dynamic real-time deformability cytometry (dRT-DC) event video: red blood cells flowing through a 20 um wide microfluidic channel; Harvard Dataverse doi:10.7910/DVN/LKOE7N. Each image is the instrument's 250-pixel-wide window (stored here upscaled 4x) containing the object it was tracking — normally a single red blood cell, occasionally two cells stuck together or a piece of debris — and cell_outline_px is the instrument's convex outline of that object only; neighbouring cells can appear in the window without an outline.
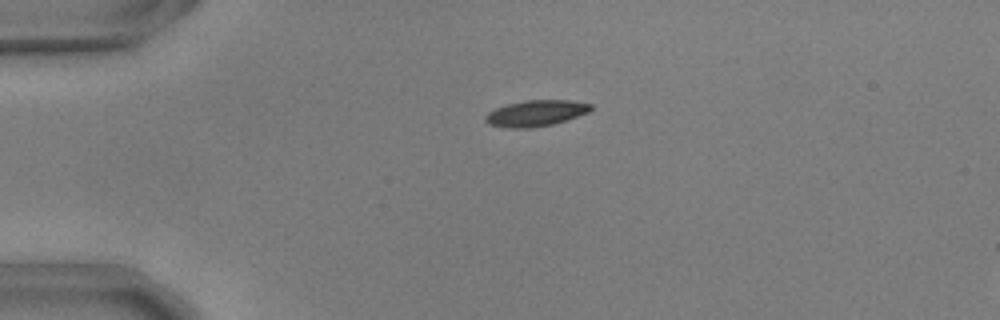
{"species": "common noctule bat (a hibernating species)", "species_latin": "Nyctalus noctula", "temperature_condition": "warm", "stored_images_in_passage": 36, "camera_frame_rate_fps": 3000, "um_per_image_px": 0.085, "animal": {"sex": "male", "body_mass_g": 17.9, "forearm_length_mm": 54.2}, "frame": {"image": 1, "passage_image": 1, "time_ms": 0.0, "image_size_px": [1000, 320], "cell_outline_px": [[592, 108], [588, 112], [552, 124], [532, 128], [508, 128], [488, 124], [484, 120], [484, 116], [488, 112], [496, 108], [508, 104], [524, 100], [568, 100], [592, 104]], "centroid_in_image_um": [45.5, 9.62], "position_along_channel_um": 39.5, "area_um2": 15.9}}
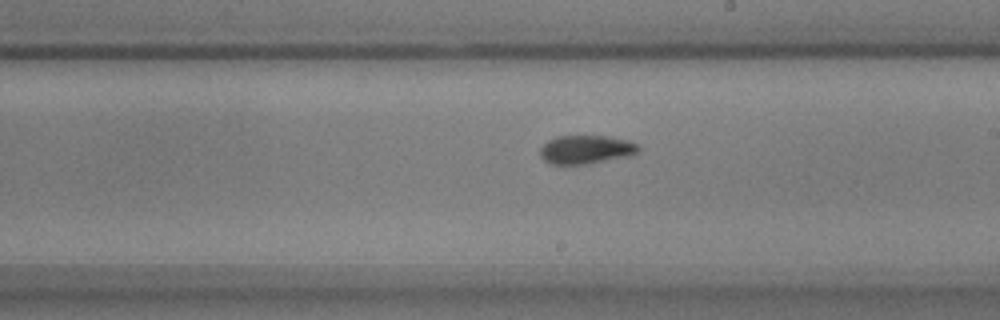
{"frame": {"image": 2, "passage_image": 20, "time_ms": 6.333, "image_size_px": [1000, 320], "cell_outline_px": [[640, 148], [632, 156], [584, 164], [552, 164], [544, 160], [540, 156], [540, 148], [548, 140], [556, 136], [608, 136], [628, 140], [636, 144]], "centroid_in_image_um": [49.8, 12.71], "position_along_channel_um": 239.2, "area_um2": 16.36}}
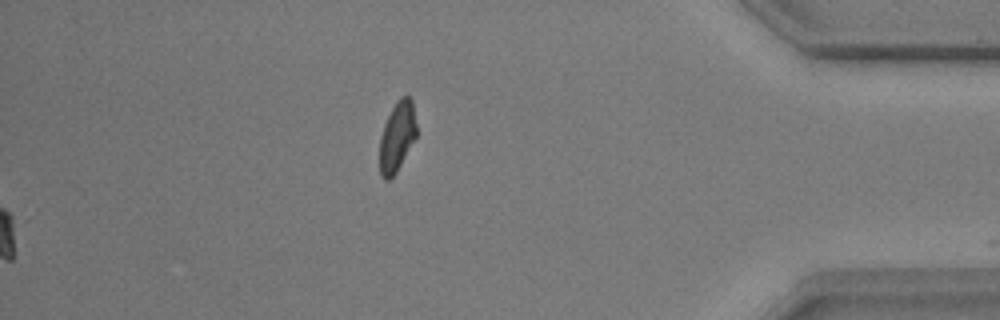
{"frame": {"image": 3, "passage_image": 36, "time_ms": 11.667, "image_size_px": [1000, 320], "cell_outline_px": [[416, 136], [396, 172], [388, 180], [384, 180], [380, 176], [380, 136], [384, 124], [396, 100], [400, 96], [408, 96], [412, 100], [416, 124]], "centroid_in_image_um": [33.74, 11.6], "position_along_channel_um": 401.5, "area_um2": 14.85}}